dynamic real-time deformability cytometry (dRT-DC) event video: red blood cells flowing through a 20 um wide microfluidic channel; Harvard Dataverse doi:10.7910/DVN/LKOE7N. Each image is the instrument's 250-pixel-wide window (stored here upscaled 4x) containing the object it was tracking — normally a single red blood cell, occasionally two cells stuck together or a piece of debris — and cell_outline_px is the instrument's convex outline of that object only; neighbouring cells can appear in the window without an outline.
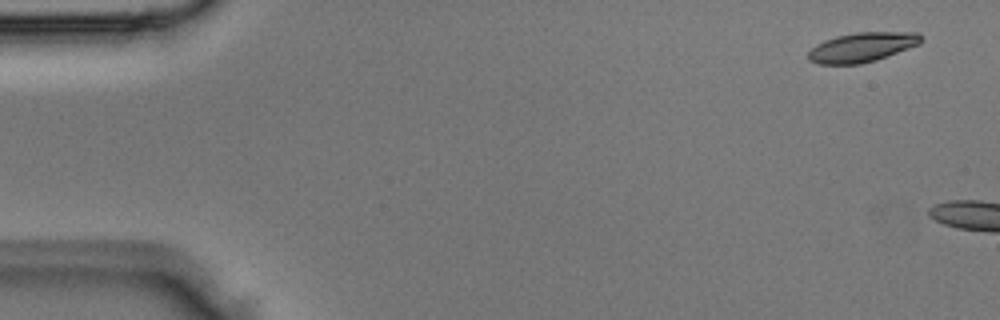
{"species": "Egyptian fruit bat (a non-hibernating species)", "species_latin": "Rousettus aegyptiacus", "temperature_condition": "room temperature", "stored_images_in_passage": 4, "camera_frame_rate_fps": 3000, "um_per_image_px": 0.085, "animal": {"sex": "male"}, "frame": {"image": 1, "passage_image": 1, "time_ms": 0.0, "image_size_px": [1000, 320], "cell_outline_px": [[924, 40], [920, 44], [876, 60], [860, 64], [816, 64], [808, 60], [808, 52], [816, 44], [824, 40], [836, 36], [856, 32], [916, 32]], "centroid_in_image_um": [73.26, 4.01], "position_along_channel_um": 11.7, "area_um2": 19.48}}